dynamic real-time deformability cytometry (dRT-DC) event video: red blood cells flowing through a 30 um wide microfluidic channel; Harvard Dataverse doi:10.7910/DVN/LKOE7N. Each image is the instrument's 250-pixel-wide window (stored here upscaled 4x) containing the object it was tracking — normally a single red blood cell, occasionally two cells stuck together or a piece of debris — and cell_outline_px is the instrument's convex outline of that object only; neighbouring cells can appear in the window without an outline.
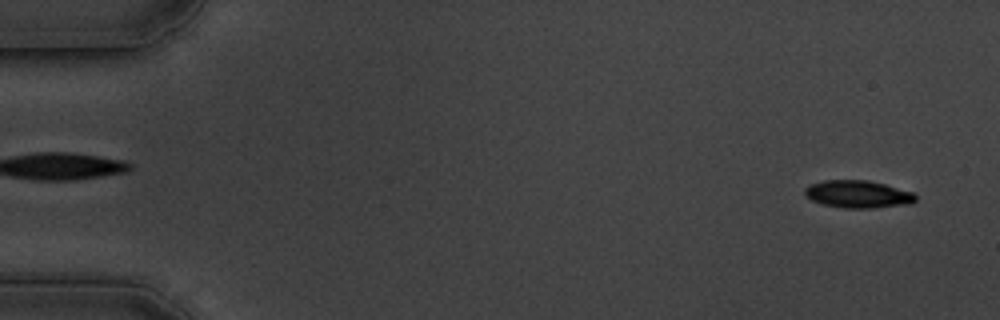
{"species": "common noctule bat (a hibernating species)", "species_latin": "Nyctalus noctula", "temperature_condition": "cold", "stored_images_in_passage": 59, "camera_frame_rate_fps": 3000, "um_per_image_px": 0.085, "animal": {"sex": "male", "body_mass_g": 19.5, "forearm_length_mm": 54.6}, "frame": {"image": 1, "passage_image": 3, "time_ms": 0.667, "image_size_px": [1000, 320], "cell_outline_px": [[916, 200], [912, 204], [872, 208], [844, 208], [824, 204], [812, 200], [804, 196], [804, 188], [812, 184], [824, 180], [868, 180], [884, 184], [912, 192], [916, 196]], "centroid_in_image_um": [72.93, 16.51], "position_along_channel_um": 12.1, "area_um2": 17.74}}
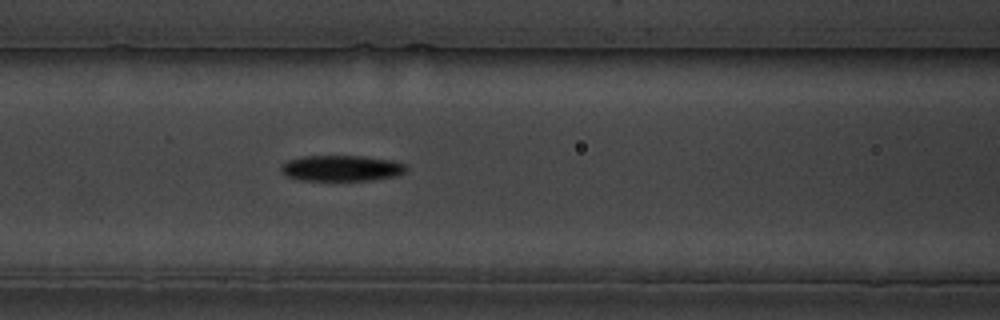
{"frame": {"image": 2, "passage_image": 25, "time_ms": 8.0, "image_size_px": [1000, 320], "cell_outline_px": [[408, 168], [404, 172], [396, 176], [372, 180], [296, 180], [288, 176], [280, 168], [288, 160], [304, 156], [364, 156], [392, 160], [404, 164]], "centroid_in_image_um": [29.05, 14.3], "position_along_channel_um": 137.5, "area_um2": 18.73}}
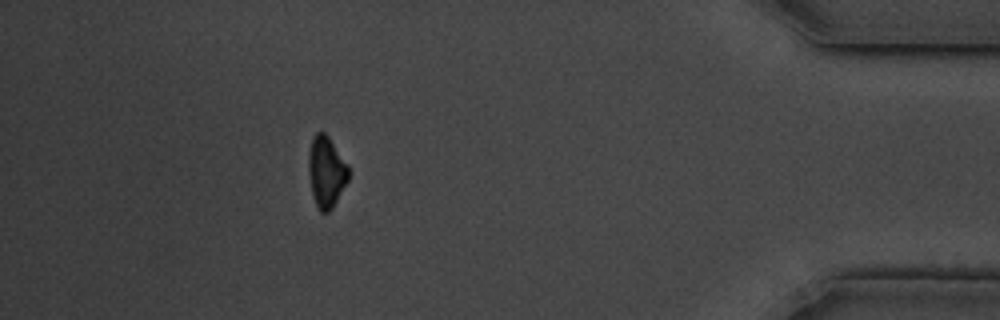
{"frame": {"image": 3, "passage_image": 53, "time_ms": 17.333, "image_size_px": [1000, 320], "cell_outline_px": [[348, 180], [332, 208], [328, 212], [320, 212], [312, 196], [308, 172], [308, 152], [312, 136], [316, 132], [324, 132], [328, 136], [348, 164]], "centroid_in_image_um": [27.71, 14.58], "position_along_channel_um": 407.5, "area_um2": 16.65}, "authors_computed_cell_mechanics": {"area_um2": 18.0914, "velocity_mm_per_s": 3.4021, "shape_relaxation_time_tau1_ms": 2.6245, "shape_relaxation_time_tau2_ms": null, "deformation_change_tau1": 0.1516, "deformation_change_tau2": null}}